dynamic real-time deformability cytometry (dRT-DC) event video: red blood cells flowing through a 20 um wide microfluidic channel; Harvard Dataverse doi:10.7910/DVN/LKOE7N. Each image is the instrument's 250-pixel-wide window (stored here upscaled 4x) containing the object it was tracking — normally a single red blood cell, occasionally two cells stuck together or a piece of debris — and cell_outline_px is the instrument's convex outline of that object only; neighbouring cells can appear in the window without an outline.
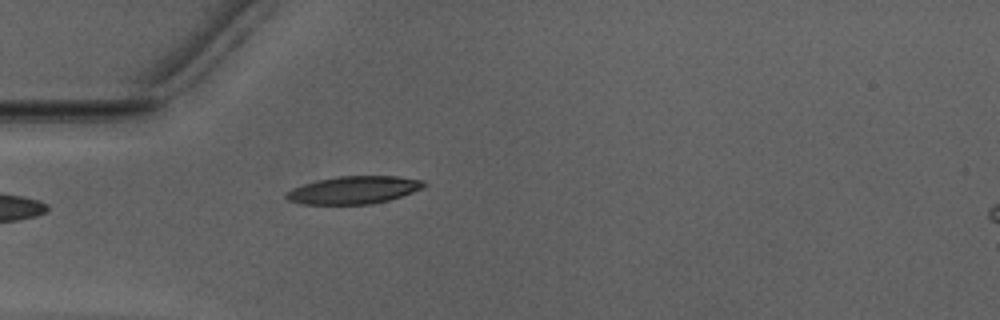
{"species": "Egyptian fruit bat (a non-hibernating species)", "species_latin": "Rousettus aegyptiacus", "temperature_condition": "warm", "stored_images_in_passage": 36, "camera_frame_rate_fps": 3000, "um_per_image_px": 0.085, "animal": {"sex": "male"}, "frame": {"image": 1, "passage_image": 1, "time_ms": 0.0, "image_size_px": [1000, 320], "cell_outline_px": [[428, 184], [424, 188], [388, 200], [372, 204], [300, 204], [288, 200], [284, 196], [292, 188], [316, 180], [336, 176], [396, 176], [424, 180]], "centroid_in_image_um": [30.08, 16.14], "position_along_channel_um": 54.9, "area_um2": 22.25}}
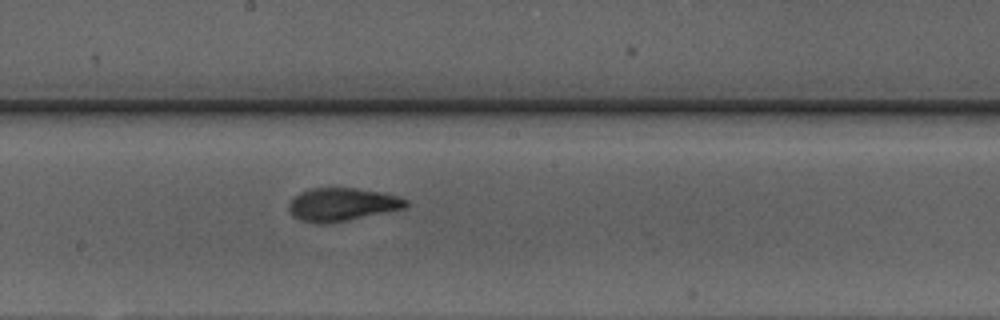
{"frame": {"image": 2, "passage_image": 14, "time_ms": 4.333, "image_size_px": [1000, 320], "cell_outline_px": [[408, 208], [328, 224], [320, 224], [300, 220], [292, 216], [288, 212], [288, 204], [300, 192], [312, 188], [356, 188], [384, 192], [400, 196], [408, 200]], "centroid_in_image_um": [29.11, 17.38], "position_along_channel_um": 219.1, "area_um2": 22.95}}
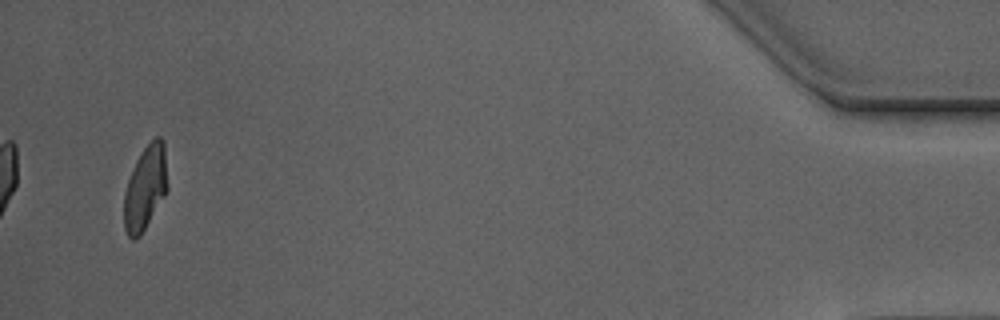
{"frame": {"image": 3, "passage_image": 36, "time_ms": 11.667, "image_size_px": [1000, 320], "cell_outline_px": [[168, 192], [140, 236], [132, 240], [128, 236], [124, 228], [124, 192], [128, 180], [136, 160], [140, 152], [156, 136], [160, 136], [164, 140], [168, 184]], "centroid_in_image_um": [12.37, 15.96], "position_along_channel_um": 422.8, "area_um2": 21.68}, "authors_computed_cell_mechanics": {"area_um2": 22.1952, "velocity_mm_per_s": 3.9503, "shape_relaxation_time_tau1_ms": 4.8737, "shape_relaxation_time_tau2_ms": 1.3456, "deformation_change_tau1": 0.1919, "deformation_change_tau2": 0.0929}}